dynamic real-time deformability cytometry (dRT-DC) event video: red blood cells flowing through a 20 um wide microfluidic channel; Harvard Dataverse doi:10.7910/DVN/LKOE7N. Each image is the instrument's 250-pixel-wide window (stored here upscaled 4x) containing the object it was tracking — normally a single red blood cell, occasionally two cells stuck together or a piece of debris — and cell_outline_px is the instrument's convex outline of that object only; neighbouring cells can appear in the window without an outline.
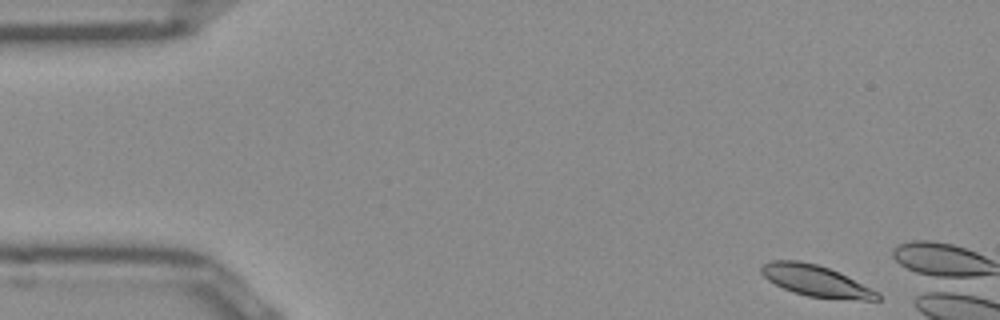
{"species": "Egyptian fruit bat (a non-hibernating species)", "species_latin": "Rousettus aegyptiacus", "temperature_condition": "room temperature", "stored_images_in_passage": 7, "camera_frame_rate_fps": 3000, "um_per_image_px": 0.085, "frame": {"image": 1, "passage_image": 1, "time_ms": 0.0, "image_size_px": [1000, 320], "cell_outline_px": [[880, 300], [864, 300], [808, 296], [792, 292], [768, 280], [760, 272], [760, 264], [768, 260], [800, 260], [816, 264], [840, 272], [880, 292]], "centroid_in_image_um": [69.34, 23.85], "position_along_channel_um": 15.7, "area_um2": 21.27}}